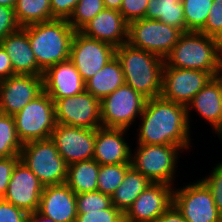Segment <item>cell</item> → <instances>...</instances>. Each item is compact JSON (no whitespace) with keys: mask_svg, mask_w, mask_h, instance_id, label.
Returning <instances> with one entry per match:
<instances>
[{"mask_svg":"<svg viewBox=\"0 0 222 222\" xmlns=\"http://www.w3.org/2000/svg\"><path fill=\"white\" fill-rule=\"evenodd\" d=\"M138 145H175L188 149L190 126L187 106L161 96L147 99L141 114Z\"/></svg>","mask_w":222,"mask_h":222,"instance_id":"obj_1","label":"cell"},{"mask_svg":"<svg viewBox=\"0 0 222 222\" xmlns=\"http://www.w3.org/2000/svg\"><path fill=\"white\" fill-rule=\"evenodd\" d=\"M115 56L121 64L125 84L147 99L161 95L163 58L128 43L117 47Z\"/></svg>","mask_w":222,"mask_h":222,"instance_id":"obj_2","label":"cell"},{"mask_svg":"<svg viewBox=\"0 0 222 222\" xmlns=\"http://www.w3.org/2000/svg\"><path fill=\"white\" fill-rule=\"evenodd\" d=\"M222 60L219 39L201 32H183L164 59V67L206 71L214 75Z\"/></svg>","mask_w":222,"mask_h":222,"instance_id":"obj_3","label":"cell"},{"mask_svg":"<svg viewBox=\"0 0 222 222\" xmlns=\"http://www.w3.org/2000/svg\"><path fill=\"white\" fill-rule=\"evenodd\" d=\"M75 30L66 19H53L27 26V35L38 67H49L69 59Z\"/></svg>","mask_w":222,"mask_h":222,"instance_id":"obj_4","label":"cell"},{"mask_svg":"<svg viewBox=\"0 0 222 222\" xmlns=\"http://www.w3.org/2000/svg\"><path fill=\"white\" fill-rule=\"evenodd\" d=\"M20 160L37 176L43 186L66 183L68 165L51 138L22 144Z\"/></svg>","mask_w":222,"mask_h":222,"instance_id":"obj_5","label":"cell"},{"mask_svg":"<svg viewBox=\"0 0 222 222\" xmlns=\"http://www.w3.org/2000/svg\"><path fill=\"white\" fill-rule=\"evenodd\" d=\"M13 117L22 144L51 138L56 126L54 101L43 91Z\"/></svg>","mask_w":222,"mask_h":222,"instance_id":"obj_6","label":"cell"},{"mask_svg":"<svg viewBox=\"0 0 222 222\" xmlns=\"http://www.w3.org/2000/svg\"><path fill=\"white\" fill-rule=\"evenodd\" d=\"M180 149L175 145H138L131 154V166L152 183L171 185Z\"/></svg>","mask_w":222,"mask_h":222,"instance_id":"obj_7","label":"cell"},{"mask_svg":"<svg viewBox=\"0 0 222 222\" xmlns=\"http://www.w3.org/2000/svg\"><path fill=\"white\" fill-rule=\"evenodd\" d=\"M182 33L180 29L164 22L143 18L128 24L127 43L165 59Z\"/></svg>","mask_w":222,"mask_h":222,"instance_id":"obj_8","label":"cell"},{"mask_svg":"<svg viewBox=\"0 0 222 222\" xmlns=\"http://www.w3.org/2000/svg\"><path fill=\"white\" fill-rule=\"evenodd\" d=\"M147 98L127 84L100 100L101 125L129 129L136 116H141Z\"/></svg>","mask_w":222,"mask_h":222,"instance_id":"obj_9","label":"cell"},{"mask_svg":"<svg viewBox=\"0 0 222 222\" xmlns=\"http://www.w3.org/2000/svg\"><path fill=\"white\" fill-rule=\"evenodd\" d=\"M116 48L106 42L89 38L76 31L70 49L69 59L86 83L115 57Z\"/></svg>","mask_w":222,"mask_h":222,"instance_id":"obj_10","label":"cell"},{"mask_svg":"<svg viewBox=\"0 0 222 222\" xmlns=\"http://www.w3.org/2000/svg\"><path fill=\"white\" fill-rule=\"evenodd\" d=\"M173 204L187 222H218V211L209 188L200 180L173 191Z\"/></svg>","mask_w":222,"mask_h":222,"instance_id":"obj_11","label":"cell"},{"mask_svg":"<svg viewBox=\"0 0 222 222\" xmlns=\"http://www.w3.org/2000/svg\"><path fill=\"white\" fill-rule=\"evenodd\" d=\"M56 124L97 129L102 127L100 100L86 90L72 97L52 99Z\"/></svg>","mask_w":222,"mask_h":222,"instance_id":"obj_12","label":"cell"},{"mask_svg":"<svg viewBox=\"0 0 222 222\" xmlns=\"http://www.w3.org/2000/svg\"><path fill=\"white\" fill-rule=\"evenodd\" d=\"M213 78L206 71L163 67L161 97L187 106Z\"/></svg>","mask_w":222,"mask_h":222,"instance_id":"obj_13","label":"cell"},{"mask_svg":"<svg viewBox=\"0 0 222 222\" xmlns=\"http://www.w3.org/2000/svg\"><path fill=\"white\" fill-rule=\"evenodd\" d=\"M96 129L56 124L51 139L67 165L93 159Z\"/></svg>","mask_w":222,"mask_h":222,"instance_id":"obj_14","label":"cell"},{"mask_svg":"<svg viewBox=\"0 0 222 222\" xmlns=\"http://www.w3.org/2000/svg\"><path fill=\"white\" fill-rule=\"evenodd\" d=\"M43 91V76L14 74L1 80L0 113L14 116Z\"/></svg>","mask_w":222,"mask_h":222,"instance_id":"obj_15","label":"cell"},{"mask_svg":"<svg viewBox=\"0 0 222 222\" xmlns=\"http://www.w3.org/2000/svg\"><path fill=\"white\" fill-rule=\"evenodd\" d=\"M172 185L151 183L124 213V222H156L173 204Z\"/></svg>","mask_w":222,"mask_h":222,"instance_id":"obj_16","label":"cell"},{"mask_svg":"<svg viewBox=\"0 0 222 222\" xmlns=\"http://www.w3.org/2000/svg\"><path fill=\"white\" fill-rule=\"evenodd\" d=\"M43 189L44 186L37 176L19 160L3 199L27 213H33L38 210Z\"/></svg>","mask_w":222,"mask_h":222,"instance_id":"obj_17","label":"cell"},{"mask_svg":"<svg viewBox=\"0 0 222 222\" xmlns=\"http://www.w3.org/2000/svg\"><path fill=\"white\" fill-rule=\"evenodd\" d=\"M44 91L51 99H62L86 90V83L70 59L49 67L43 74Z\"/></svg>","mask_w":222,"mask_h":222,"instance_id":"obj_18","label":"cell"},{"mask_svg":"<svg viewBox=\"0 0 222 222\" xmlns=\"http://www.w3.org/2000/svg\"><path fill=\"white\" fill-rule=\"evenodd\" d=\"M37 211L55 222H75L76 194L66 183L44 186Z\"/></svg>","mask_w":222,"mask_h":222,"instance_id":"obj_19","label":"cell"},{"mask_svg":"<svg viewBox=\"0 0 222 222\" xmlns=\"http://www.w3.org/2000/svg\"><path fill=\"white\" fill-rule=\"evenodd\" d=\"M85 36L113 45L115 48L126 44L128 23L119 11L104 9L81 30Z\"/></svg>","mask_w":222,"mask_h":222,"instance_id":"obj_20","label":"cell"},{"mask_svg":"<svg viewBox=\"0 0 222 222\" xmlns=\"http://www.w3.org/2000/svg\"><path fill=\"white\" fill-rule=\"evenodd\" d=\"M123 128L96 129L93 159L100 165L131 163V149L126 143Z\"/></svg>","mask_w":222,"mask_h":222,"instance_id":"obj_21","label":"cell"},{"mask_svg":"<svg viewBox=\"0 0 222 222\" xmlns=\"http://www.w3.org/2000/svg\"><path fill=\"white\" fill-rule=\"evenodd\" d=\"M0 44L10 57L14 74L43 76L27 35V26L6 36Z\"/></svg>","mask_w":222,"mask_h":222,"instance_id":"obj_22","label":"cell"},{"mask_svg":"<svg viewBox=\"0 0 222 222\" xmlns=\"http://www.w3.org/2000/svg\"><path fill=\"white\" fill-rule=\"evenodd\" d=\"M194 108L212 126L214 132L222 125V91L219 84L212 78L187 105V117L189 110Z\"/></svg>","mask_w":222,"mask_h":222,"instance_id":"obj_23","label":"cell"},{"mask_svg":"<svg viewBox=\"0 0 222 222\" xmlns=\"http://www.w3.org/2000/svg\"><path fill=\"white\" fill-rule=\"evenodd\" d=\"M124 84L125 79L122 67L115 56L86 82V91L101 100Z\"/></svg>","mask_w":222,"mask_h":222,"instance_id":"obj_24","label":"cell"},{"mask_svg":"<svg viewBox=\"0 0 222 222\" xmlns=\"http://www.w3.org/2000/svg\"><path fill=\"white\" fill-rule=\"evenodd\" d=\"M151 183L147 177L131 166L126 171L122 183L111 196L112 205L124 214Z\"/></svg>","mask_w":222,"mask_h":222,"instance_id":"obj_25","label":"cell"},{"mask_svg":"<svg viewBox=\"0 0 222 222\" xmlns=\"http://www.w3.org/2000/svg\"><path fill=\"white\" fill-rule=\"evenodd\" d=\"M100 164L94 159L68 165L66 184L75 193L96 191Z\"/></svg>","mask_w":222,"mask_h":222,"instance_id":"obj_26","label":"cell"},{"mask_svg":"<svg viewBox=\"0 0 222 222\" xmlns=\"http://www.w3.org/2000/svg\"><path fill=\"white\" fill-rule=\"evenodd\" d=\"M145 18L158 20L186 32L184 9L181 0H149Z\"/></svg>","mask_w":222,"mask_h":222,"instance_id":"obj_27","label":"cell"},{"mask_svg":"<svg viewBox=\"0 0 222 222\" xmlns=\"http://www.w3.org/2000/svg\"><path fill=\"white\" fill-rule=\"evenodd\" d=\"M14 12L21 27L53 20L50 0H16Z\"/></svg>","mask_w":222,"mask_h":222,"instance_id":"obj_28","label":"cell"},{"mask_svg":"<svg viewBox=\"0 0 222 222\" xmlns=\"http://www.w3.org/2000/svg\"><path fill=\"white\" fill-rule=\"evenodd\" d=\"M22 143L17 137L14 117L0 113V158L20 155Z\"/></svg>","mask_w":222,"mask_h":222,"instance_id":"obj_29","label":"cell"},{"mask_svg":"<svg viewBox=\"0 0 222 222\" xmlns=\"http://www.w3.org/2000/svg\"><path fill=\"white\" fill-rule=\"evenodd\" d=\"M181 1L184 9L186 32H199L205 26L213 0Z\"/></svg>","mask_w":222,"mask_h":222,"instance_id":"obj_30","label":"cell"},{"mask_svg":"<svg viewBox=\"0 0 222 222\" xmlns=\"http://www.w3.org/2000/svg\"><path fill=\"white\" fill-rule=\"evenodd\" d=\"M130 167L131 163L100 165L97 190L111 197Z\"/></svg>","mask_w":222,"mask_h":222,"instance_id":"obj_31","label":"cell"},{"mask_svg":"<svg viewBox=\"0 0 222 222\" xmlns=\"http://www.w3.org/2000/svg\"><path fill=\"white\" fill-rule=\"evenodd\" d=\"M104 9L103 0H79L72 15L67 21L75 31H80Z\"/></svg>","mask_w":222,"mask_h":222,"instance_id":"obj_32","label":"cell"},{"mask_svg":"<svg viewBox=\"0 0 222 222\" xmlns=\"http://www.w3.org/2000/svg\"><path fill=\"white\" fill-rule=\"evenodd\" d=\"M77 213L100 211L112 206V199L100 191L76 194Z\"/></svg>","mask_w":222,"mask_h":222,"instance_id":"obj_33","label":"cell"},{"mask_svg":"<svg viewBox=\"0 0 222 222\" xmlns=\"http://www.w3.org/2000/svg\"><path fill=\"white\" fill-rule=\"evenodd\" d=\"M199 32L217 39L222 35V0H213L205 26Z\"/></svg>","mask_w":222,"mask_h":222,"instance_id":"obj_34","label":"cell"},{"mask_svg":"<svg viewBox=\"0 0 222 222\" xmlns=\"http://www.w3.org/2000/svg\"><path fill=\"white\" fill-rule=\"evenodd\" d=\"M75 222H124V214L112 205L100 211L78 213Z\"/></svg>","mask_w":222,"mask_h":222,"instance_id":"obj_35","label":"cell"},{"mask_svg":"<svg viewBox=\"0 0 222 222\" xmlns=\"http://www.w3.org/2000/svg\"><path fill=\"white\" fill-rule=\"evenodd\" d=\"M201 181L209 188L215 205L222 215V162L217 164L216 167Z\"/></svg>","mask_w":222,"mask_h":222,"instance_id":"obj_36","label":"cell"},{"mask_svg":"<svg viewBox=\"0 0 222 222\" xmlns=\"http://www.w3.org/2000/svg\"><path fill=\"white\" fill-rule=\"evenodd\" d=\"M149 0H123L119 12L129 24L132 21L145 18Z\"/></svg>","mask_w":222,"mask_h":222,"instance_id":"obj_37","label":"cell"},{"mask_svg":"<svg viewBox=\"0 0 222 222\" xmlns=\"http://www.w3.org/2000/svg\"><path fill=\"white\" fill-rule=\"evenodd\" d=\"M20 28L14 9L0 5V42Z\"/></svg>","mask_w":222,"mask_h":222,"instance_id":"obj_38","label":"cell"},{"mask_svg":"<svg viewBox=\"0 0 222 222\" xmlns=\"http://www.w3.org/2000/svg\"><path fill=\"white\" fill-rule=\"evenodd\" d=\"M19 160L20 155L0 158V199L6 195L12 172Z\"/></svg>","mask_w":222,"mask_h":222,"instance_id":"obj_39","label":"cell"},{"mask_svg":"<svg viewBox=\"0 0 222 222\" xmlns=\"http://www.w3.org/2000/svg\"><path fill=\"white\" fill-rule=\"evenodd\" d=\"M28 213L0 199V222H26Z\"/></svg>","mask_w":222,"mask_h":222,"instance_id":"obj_40","label":"cell"},{"mask_svg":"<svg viewBox=\"0 0 222 222\" xmlns=\"http://www.w3.org/2000/svg\"><path fill=\"white\" fill-rule=\"evenodd\" d=\"M79 0H50L53 19H66L72 15Z\"/></svg>","mask_w":222,"mask_h":222,"instance_id":"obj_41","label":"cell"},{"mask_svg":"<svg viewBox=\"0 0 222 222\" xmlns=\"http://www.w3.org/2000/svg\"><path fill=\"white\" fill-rule=\"evenodd\" d=\"M14 75L10 57L0 44V81Z\"/></svg>","mask_w":222,"mask_h":222,"instance_id":"obj_42","label":"cell"},{"mask_svg":"<svg viewBox=\"0 0 222 222\" xmlns=\"http://www.w3.org/2000/svg\"><path fill=\"white\" fill-rule=\"evenodd\" d=\"M156 222H187L181 212L172 204L161 216L158 217Z\"/></svg>","mask_w":222,"mask_h":222,"instance_id":"obj_43","label":"cell"},{"mask_svg":"<svg viewBox=\"0 0 222 222\" xmlns=\"http://www.w3.org/2000/svg\"><path fill=\"white\" fill-rule=\"evenodd\" d=\"M26 222H55L51 218H48L41 214L38 211H35L33 213H28Z\"/></svg>","mask_w":222,"mask_h":222,"instance_id":"obj_44","label":"cell"},{"mask_svg":"<svg viewBox=\"0 0 222 222\" xmlns=\"http://www.w3.org/2000/svg\"><path fill=\"white\" fill-rule=\"evenodd\" d=\"M123 0H103L105 9L119 11Z\"/></svg>","mask_w":222,"mask_h":222,"instance_id":"obj_45","label":"cell"},{"mask_svg":"<svg viewBox=\"0 0 222 222\" xmlns=\"http://www.w3.org/2000/svg\"><path fill=\"white\" fill-rule=\"evenodd\" d=\"M213 78L219 84L220 89L222 91V60L217 66L216 71L214 72Z\"/></svg>","mask_w":222,"mask_h":222,"instance_id":"obj_46","label":"cell"},{"mask_svg":"<svg viewBox=\"0 0 222 222\" xmlns=\"http://www.w3.org/2000/svg\"><path fill=\"white\" fill-rule=\"evenodd\" d=\"M0 5L14 9L16 5V0H0Z\"/></svg>","mask_w":222,"mask_h":222,"instance_id":"obj_47","label":"cell"},{"mask_svg":"<svg viewBox=\"0 0 222 222\" xmlns=\"http://www.w3.org/2000/svg\"><path fill=\"white\" fill-rule=\"evenodd\" d=\"M216 132L218 133V136L222 139V125Z\"/></svg>","mask_w":222,"mask_h":222,"instance_id":"obj_48","label":"cell"},{"mask_svg":"<svg viewBox=\"0 0 222 222\" xmlns=\"http://www.w3.org/2000/svg\"><path fill=\"white\" fill-rule=\"evenodd\" d=\"M218 39H219V41H220V43L222 45V35Z\"/></svg>","mask_w":222,"mask_h":222,"instance_id":"obj_49","label":"cell"}]
</instances>
